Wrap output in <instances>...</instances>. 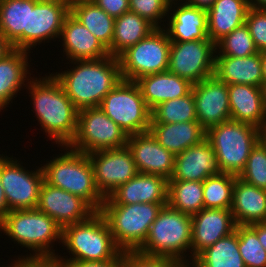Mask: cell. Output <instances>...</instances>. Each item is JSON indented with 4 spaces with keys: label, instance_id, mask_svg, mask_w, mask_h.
<instances>
[{
    "label": "cell",
    "instance_id": "6da1fadb",
    "mask_svg": "<svg viewBox=\"0 0 266 267\" xmlns=\"http://www.w3.org/2000/svg\"><path fill=\"white\" fill-rule=\"evenodd\" d=\"M29 77V96L41 129L58 146L68 145L76 133L78 109L52 73L39 79Z\"/></svg>",
    "mask_w": 266,
    "mask_h": 267
},
{
    "label": "cell",
    "instance_id": "7a4b0ae2",
    "mask_svg": "<svg viewBox=\"0 0 266 267\" xmlns=\"http://www.w3.org/2000/svg\"><path fill=\"white\" fill-rule=\"evenodd\" d=\"M71 63L76 66L73 64L71 70L53 75L78 110L99 107L103 98L122 80L118 57Z\"/></svg>",
    "mask_w": 266,
    "mask_h": 267
},
{
    "label": "cell",
    "instance_id": "3957f363",
    "mask_svg": "<svg viewBox=\"0 0 266 267\" xmlns=\"http://www.w3.org/2000/svg\"><path fill=\"white\" fill-rule=\"evenodd\" d=\"M63 247L72 258L57 256L58 262H105L122 260L123 251L116 245L103 215L96 211L88 219L62 228Z\"/></svg>",
    "mask_w": 266,
    "mask_h": 267
},
{
    "label": "cell",
    "instance_id": "277c9868",
    "mask_svg": "<svg viewBox=\"0 0 266 267\" xmlns=\"http://www.w3.org/2000/svg\"><path fill=\"white\" fill-rule=\"evenodd\" d=\"M0 231L20 246L32 249L33 255L30 253L21 259H55L58 256L52 243L62 241V227L37 208L9 211L0 221Z\"/></svg>",
    "mask_w": 266,
    "mask_h": 267
},
{
    "label": "cell",
    "instance_id": "5b68a950",
    "mask_svg": "<svg viewBox=\"0 0 266 267\" xmlns=\"http://www.w3.org/2000/svg\"><path fill=\"white\" fill-rule=\"evenodd\" d=\"M66 152L53 157L42 166L44 181L85 200L95 211H100L105 198L98 191L88 155L67 145Z\"/></svg>",
    "mask_w": 266,
    "mask_h": 267
},
{
    "label": "cell",
    "instance_id": "8992f818",
    "mask_svg": "<svg viewBox=\"0 0 266 267\" xmlns=\"http://www.w3.org/2000/svg\"><path fill=\"white\" fill-rule=\"evenodd\" d=\"M191 229V215L164 205L145 242L136 251L148 256L172 258L177 262H190L185 253L191 250Z\"/></svg>",
    "mask_w": 266,
    "mask_h": 267
},
{
    "label": "cell",
    "instance_id": "52a82bcc",
    "mask_svg": "<svg viewBox=\"0 0 266 267\" xmlns=\"http://www.w3.org/2000/svg\"><path fill=\"white\" fill-rule=\"evenodd\" d=\"M205 138L216 152L220 172L238 176L245 168L252 148L262 138V130L230 119L208 128Z\"/></svg>",
    "mask_w": 266,
    "mask_h": 267
},
{
    "label": "cell",
    "instance_id": "ba28073f",
    "mask_svg": "<svg viewBox=\"0 0 266 267\" xmlns=\"http://www.w3.org/2000/svg\"><path fill=\"white\" fill-rule=\"evenodd\" d=\"M167 203H134L102 205L105 218L116 245L124 251H136L148 235L152 223Z\"/></svg>",
    "mask_w": 266,
    "mask_h": 267
},
{
    "label": "cell",
    "instance_id": "9c48e42d",
    "mask_svg": "<svg viewBox=\"0 0 266 267\" xmlns=\"http://www.w3.org/2000/svg\"><path fill=\"white\" fill-rule=\"evenodd\" d=\"M99 107L128 136L150 129L151 110L133 81L121 80L103 98Z\"/></svg>",
    "mask_w": 266,
    "mask_h": 267
},
{
    "label": "cell",
    "instance_id": "30bf717a",
    "mask_svg": "<svg viewBox=\"0 0 266 267\" xmlns=\"http://www.w3.org/2000/svg\"><path fill=\"white\" fill-rule=\"evenodd\" d=\"M171 41L163 28L127 48L118 56L122 80L133 81L168 71Z\"/></svg>",
    "mask_w": 266,
    "mask_h": 267
},
{
    "label": "cell",
    "instance_id": "8fae6325",
    "mask_svg": "<svg viewBox=\"0 0 266 267\" xmlns=\"http://www.w3.org/2000/svg\"><path fill=\"white\" fill-rule=\"evenodd\" d=\"M128 135L110 119L100 107L78 110L77 128L72 141L67 145L73 150L89 152L123 148Z\"/></svg>",
    "mask_w": 266,
    "mask_h": 267
},
{
    "label": "cell",
    "instance_id": "7c38bea8",
    "mask_svg": "<svg viewBox=\"0 0 266 267\" xmlns=\"http://www.w3.org/2000/svg\"><path fill=\"white\" fill-rule=\"evenodd\" d=\"M22 162L0 154V179L10 211L36 209L44 182L42 167L28 170Z\"/></svg>",
    "mask_w": 266,
    "mask_h": 267
},
{
    "label": "cell",
    "instance_id": "4fadbf2b",
    "mask_svg": "<svg viewBox=\"0 0 266 267\" xmlns=\"http://www.w3.org/2000/svg\"><path fill=\"white\" fill-rule=\"evenodd\" d=\"M216 44L205 40L171 42L168 71L196 84L214 75Z\"/></svg>",
    "mask_w": 266,
    "mask_h": 267
},
{
    "label": "cell",
    "instance_id": "5bb4252c",
    "mask_svg": "<svg viewBox=\"0 0 266 267\" xmlns=\"http://www.w3.org/2000/svg\"><path fill=\"white\" fill-rule=\"evenodd\" d=\"M87 155L92 164L96 187L104 198L139 173L127 146L97 150Z\"/></svg>",
    "mask_w": 266,
    "mask_h": 267
},
{
    "label": "cell",
    "instance_id": "9a60e30c",
    "mask_svg": "<svg viewBox=\"0 0 266 267\" xmlns=\"http://www.w3.org/2000/svg\"><path fill=\"white\" fill-rule=\"evenodd\" d=\"M197 121L208 128L231 119L228 84L211 76L192 86Z\"/></svg>",
    "mask_w": 266,
    "mask_h": 267
},
{
    "label": "cell",
    "instance_id": "2e32d148",
    "mask_svg": "<svg viewBox=\"0 0 266 267\" xmlns=\"http://www.w3.org/2000/svg\"><path fill=\"white\" fill-rule=\"evenodd\" d=\"M37 209L54 219L62 228L82 222L96 211L81 197L43 182Z\"/></svg>",
    "mask_w": 266,
    "mask_h": 267
},
{
    "label": "cell",
    "instance_id": "e0dca14e",
    "mask_svg": "<svg viewBox=\"0 0 266 267\" xmlns=\"http://www.w3.org/2000/svg\"><path fill=\"white\" fill-rule=\"evenodd\" d=\"M190 262L207 247L235 231L236 224L231 209L203 208L191 216Z\"/></svg>",
    "mask_w": 266,
    "mask_h": 267
},
{
    "label": "cell",
    "instance_id": "ac0fdd59",
    "mask_svg": "<svg viewBox=\"0 0 266 267\" xmlns=\"http://www.w3.org/2000/svg\"><path fill=\"white\" fill-rule=\"evenodd\" d=\"M131 151L139 173L158 175L170 180L176 155L161 146L150 131L128 136Z\"/></svg>",
    "mask_w": 266,
    "mask_h": 267
},
{
    "label": "cell",
    "instance_id": "d6986e66",
    "mask_svg": "<svg viewBox=\"0 0 266 267\" xmlns=\"http://www.w3.org/2000/svg\"><path fill=\"white\" fill-rule=\"evenodd\" d=\"M69 14L70 7L65 0H39L29 8L28 51L42 41L60 38L64 20Z\"/></svg>",
    "mask_w": 266,
    "mask_h": 267
},
{
    "label": "cell",
    "instance_id": "ffe728a7",
    "mask_svg": "<svg viewBox=\"0 0 266 267\" xmlns=\"http://www.w3.org/2000/svg\"><path fill=\"white\" fill-rule=\"evenodd\" d=\"M168 181L162 176L138 173L114 190L102 205L167 203Z\"/></svg>",
    "mask_w": 266,
    "mask_h": 267
},
{
    "label": "cell",
    "instance_id": "44dd1931",
    "mask_svg": "<svg viewBox=\"0 0 266 267\" xmlns=\"http://www.w3.org/2000/svg\"><path fill=\"white\" fill-rule=\"evenodd\" d=\"M219 173L216 152L205 138L176 155L173 176L169 181L203 182Z\"/></svg>",
    "mask_w": 266,
    "mask_h": 267
},
{
    "label": "cell",
    "instance_id": "7402d4cb",
    "mask_svg": "<svg viewBox=\"0 0 266 267\" xmlns=\"http://www.w3.org/2000/svg\"><path fill=\"white\" fill-rule=\"evenodd\" d=\"M177 1H170L169 11H173V13L169 12L171 14L167 17L169 22L167 27H164L169 40L171 42L205 40L208 37L207 10L183 3L182 1L177 3ZM173 5L177 6L173 9Z\"/></svg>",
    "mask_w": 266,
    "mask_h": 267
},
{
    "label": "cell",
    "instance_id": "603a6c76",
    "mask_svg": "<svg viewBox=\"0 0 266 267\" xmlns=\"http://www.w3.org/2000/svg\"><path fill=\"white\" fill-rule=\"evenodd\" d=\"M60 39L67 60H99L110 56L108 49L69 14L63 23Z\"/></svg>",
    "mask_w": 266,
    "mask_h": 267
},
{
    "label": "cell",
    "instance_id": "cb8c5ba5",
    "mask_svg": "<svg viewBox=\"0 0 266 267\" xmlns=\"http://www.w3.org/2000/svg\"><path fill=\"white\" fill-rule=\"evenodd\" d=\"M152 111L159 104L188 95L193 84L169 71L143 76L135 81Z\"/></svg>",
    "mask_w": 266,
    "mask_h": 267
},
{
    "label": "cell",
    "instance_id": "d4e9b609",
    "mask_svg": "<svg viewBox=\"0 0 266 267\" xmlns=\"http://www.w3.org/2000/svg\"><path fill=\"white\" fill-rule=\"evenodd\" d=\"M231 120L245 122L266 129V114L262 102L261 88L247 84H229Z\"/></svg>",
    "mask_w": 266,
    "mask_h": 267
},
{
    "label": "cell",
    "instance_id": "484cf974",
    "mask_svg": "<svg viewBox=\"0 0 266 267\" xmlns=\"http://www.w3.org/2000/svg\"><path fill=\"white\" fill-rule=\"evenodd\" d=\"M231 212L236 225L266 222V190L236 177Z\"/></svg>",
    "mask_w": 266,
    "mask_h": 267
},
{
    "label": "cell",
    "instance_id": "4316f807",
    "mask_svg": "<svg viewBox=\"0 0 266 267\" xmlns=\"http://www.w3.org/2000/svg\"><path fill=\"white\" fill-rule=\"evenodd\" d=\"M39 0H0V32L13 49L28 51L29 8Z\"/></svg>",
    "mask_w": 266,
    "mask_h": 267
},
{
    "label": "cell",
    "instance_id": "83f0119b",
    "mask_svg": "<svg viewBox=\"0 0 266 267\" xmlns=\"http://www.w3.org/2000/svg\"><path fill=\"white\" fill-rule=\"evenodd\" d=\"M214 76L229 84H247L261 87V52L247 57L215 56Z\"/></svg>",
    "mask_w": 266,
    "mask_h": 267
},
{
    "label": "cell",
    "instance_id": "f1b7e54d",
    "mask_svg": "<svg viewBox=\"0 0 266 267\" xmlns=\"http://www.w3.org/2000/svg\"><path fill=\"white\" fill-rule=\"evenodd\" d=\"M249 0H216L207 10L208 38L215 44L245 24Z\"/></svg>",
    "mask_w": 266,
    "mask_h": 267
},
{
    "label": "cell",
    "instance_id": "f546056e",
    "mask_svg": "<svg viewBox=\"0 0 266 267\" xmlns=\"http://www.w3.org/2000/svg\"><path fill=\"white\" fill-rule=\"evenodd\" d=\"M149 131L161 146L175 155L199 144L206 137V130L198 121L151 123Z\"/></svg>",
    "mask_w": 266,
    "mask_h": 267
},
{
    "label": "cell",
    "instance_id": "4dcf8cb0",
    "mask_svg": "<svg viewBox=\"0 0 266 267\" xmlns=\"http://www.w3.org/2000/svg\"><path fill=\"white\" fill-rule=\"evenodd\" d=\"M30 51L13 49L0 60V111L5 109L17 95L25 80H30L28 71Z\"/></svg>",
    "mask_w": 266,
    "mask_h": 267
},
{
    "label": "cell",
    "instance_id": "1f68e13d",
    "mask_svg": "<svg viewBox=\"0 0 266 267\" xmlns=\"http://www.w3.org/2000/svg\"><path fill=\"white\" fill-rule=\"evenodd\" d=\"M157 28L138 14L128 11L115 18L114 35L111 47L108 49L110 56L118 57L127 48L137 44L148 37Z\"/></svg>",
    "mask_w": 266,
    "mask_h": 267
},
{
    "label": "cell",
    "instance_id": "d6a6232c",
    "mask_svg": "<svg viewBox=\"0 0 266 267\" xmlns=\"http://www.w3.org/2000/svg\"><path fill=\"white\" fill-rule=\"evenodd\" d=\"M70 14L107 49L111 47L115 18L107 14L94 2H82L70 7Z\"/></svg>",
    "mask_w": 266,
    "mask_h": 267
},
{
    "label": "cell",
    "instance_id": "836d02e7",
    "mask_svg": "<svg viewBox=\"0 0 266 267\" xmlns=\"http://www.w3.org/2000/svg\"><path fill=\"white\" fill-rule=\"evenodd\" d=\"M196 267H246L238 248L236 231L203 250L194 260Z\"/></svg>",
    "mask_w": 266,
    "mask_h": 267
},
{
    "label": "cell",
    "instance_id": "e575fe53",
    "mask_svg": "<svg viewBox=\"0 0 266 267\" xmlns=\"http://www.w3.org/2000/svg\"><path fill=\"white\" fill-rule=\"evenodd\" d=\"M167 204L191 216L198 213L204 208L203 182L168 181Z\"/></svg>",
    "mask_w": 266,
    "mask_h": 267
},
{
    "label": "cell",
    "instance_id": "d590c367",
    "mask_svg": "<svg viewBox=\"0 0 266 267\" xmlns=\"http://www.w3.org/2000/svg\"><path fill=\"white\" fill-rule=\"evenodd\" d=\"M197 121L192 91L183 97L165 101L151 111V123H181Z\"/></svg>",
    "mask_w": 266,
    "mask_h": 267
},
{
    "label": "cell",
    "instance_id": "8d00e7d4",
    "mask_svg": "<svg viewBox=\"0 0 266 267\" xmlns=\"http://www.w3.org/2000/svg\"><path fill=\"white\" fill-rule=\"evenodd\" d=\"M237 175L220 172L203 181L204 208L231 209Z\"/></svg>",
    "mask_w": 266,
    "mask_h": 267
},
{
    "label": "cell",
    "instance_id": "74e56055",
    "mask_svg": "<svg viewBox=\"0 0 266 267\" xmlns=\"http://www.w3.org/2000/svg\"><path fill=\"white\" fill-rule=\"evenodd\" d=\"M238 248L246 267H266V250L256 234V223L236 225Z\"/></svg>",
    "mask_w": 266,
    "mask_h": 267
},
{
    "label": "cell",
    "instance_id": "f35d334b",
    "mask_svg": "<svg viewBox=\"0 0 266 267\" xmlns=\"http://www.w3.org/2000/svg\"><path fill=\"white\" fill-rule=\"evenodd\" d=\"M258 52L248 27L243 24L216 43L215 56L247 57Z\"/></svg>",
    "mask_w": 266,
    "mask_h": 267
},
{
    "label": "cell",
    "instance_id": "ab89813d",
    "mask_svg": "<svg viewBox=\"0 0 266 267\" xmlns=\"http://www.w3.org/2000/svg\"><path fill=\"white\" fill-rule=\"evenodd\" d=\"M237 177L248 184L266 190V142L262 138L252 148L245 168Z\"/></svg>",
    "mask_w": 266,
    "mask_h": 267
},
{
    "label": "cell",
    "instance_id": "60d3db41",
    "mask_svg": "<svg viewBox=\"0 0 266 267\" xmlns=\"http://www.w3.org/2000/svg\"><path fill=\"white\" fill-rule=\"evenodd\" d=\"M170 1L171 0H129V8L131 12L145 18L156 28H162L161 25L164 27L166 26L161 24V22L164 23V21H166L164 18L169 15Z\"/></svg>",
    "mask_w": 266,
    "mask_h": 267
},
{
    "label": "cell",
    "instance_id": "b9f144b4",
    "mask_svg": "<svg viewBox=\"0 0 266 267\" xmlns=\"http://www.w3.org/2000/svg\"><path fill=\"white\" fill-rule=\"evenodd\" d=\"M245 24L259 52L266 51V9L250 7Z\"/></svg>",
    "mask_w": 266,
    "mask_h": 267
},
{
    "label": "cell",
    "instance_id": "7bdbcfd3",
    "mask_svg": "<svg viewBox=\"0 0 266 267\" xmlns=\"http://www.w3.org/2000/svg\"><path fill=\"white\" fill-rule=\"evenodd\" d=\"M178 262L168 257L148 256L138 251H124L122 267H174Z\"/></svg>",
    "mask_w": 266,
    "mask_h": 267
},
{
    "label": "cell",
    "instance_id": "ee69618b",
    "mask_svg": "<svg viewBox=\"0 0 266 267\" xmlns=\"http://www.w3.org/2000/svg\"><path fill=\"white\" fill-rule=\"evenodd\" d=\"M93 2L114 18L130 11L129 0H93Z\"/></svg>",
    "mask_w": 266,
    "mask_h": 267
},
{
    "label": "cell",
    "instance_id": "f6af8a7d",
    "mask_svg": "<svg viewBox=\"0 0 266 267\" xmlns=\"http://www.w3.org/2000/svg\"><path fill=\"white\" fill-rule=\"evenodd\" d=\"M65 265V267H122V260H112L105 262H60Z\"/></svg>",
    "mask_w": 266,
    "mask_h": 267
},
{
    "label": "cell",
    "instance_id": "bcb514c9",
    "mask_svg": "<svg viewBox=\"0 0 266 267\" xmlns=\"http://www.w3.org/2000/svg\"><path fill=\"white\" fill-rule=\"evenodd\" d=\"M20 267H65L56 259H21Z\"/></svg>",
    "mask_w": 266,
    "mask_h": 267
},
{
    "label": "cell",
    "instance_id": "7dc6e473",
    "mask_svg": "<svg viewBox=\"0 0 266 267\" xmlns=\"http://www.w3.org/2000/svg\"><path fill=\"white\" fill-rule=\"evenodd\" d=\"M13 50L12 44L0 32V60Z\"/></svg>",
    "mask_w": 266,
    "mask_h": 267
},
{
    "label": "cell",
    "instance_id": "c3c4849f",
    "mask_svg": "<svg viewBox=\"0 0 266 267\" xmlns=\"http://www.w3.org/2000/svg\"><path fill=\"white\" fill-rule=\"evenodd\" d=\"M10 211L6 196L4 193V189L1 184V179H0V221L5 217V215Z\"/></svg>",
    "mask_w": 266,
    "mask_h": 267
},
{
    "label": "cell",
    "instance_id": "681fc988",
    "mask_svg": "<svg viewBox=\"0 0 266 267\" xmlns=\"http://www.w3.org/2000/svg\"><path fill=\"white\" fill-rule=\"evenodd\" d=\"M179 1L195 6L197 8L208 10L216 0H185V1L179 0Z\"/></svg>",
    "mask_w": 266,
    "mask_h": 267
},
{
    "label": "cell",
    "instance_id": "f907efd6",
    "mask_svg": "<svg viewBox=\"0 0 266 267\" xmlns=\"http://www.w3.org/2000/svg\"><path fill=\"white\" fill-rule=\"evenodd\" d=\"M256 234L259 242L266 250V222L256 223Z\"/></svg>",
    "mask_w": 266,
    "mask_h": 267
},
{
    "label": "cell",
    "instance_id": "816d5d0a",
    "mask_svg": "<svg viewBox=\"0 0 266 267\" xmlns=\"http://www.w3.org/2000/svg\"><path fill=\"white\" fill-rule=\"evenodd\" d=\"M249 4L256 9H266V0H249Z\"/></svg>",
    "mask_w": 266,
    "mask_h": 267
},
{
    "label": "cell",
    "instance_id": "f5cc1de1",
    "mask_svg": "<svg viewBox=\"0 0 266 267\" xmlns=\"http://www.w3.org/2000/svg\"><path fill=\"white\" fill-rule=\"evenodd\" d=\"M261 64H262V74L264 81H266V51L261 52Z\"/></svg>",
    "mask_w": 266,
    "mask_h": 267
},
{
    "label": "cell",
    "instance_id": "db71d44e",
    "mask_svg": "<svg viewBox=\"0 0 266 267\" xmlns=\"http://www.w3.org/2000/svg\"><path fill=\"white\" fill-rule=\"evenodd\" d=\"M260 88H261V93H262L263 107H264V111L266 114V81H263Z\"/></svg>",
    "mask_w": 266,
    "mask_h": 267
},
{
    "label": "cell",
    "instance_id": "11a10c76",
    "mask_svg": "<svg viewBox=\"0 0 266 267\" xmlns=\"http://www.w3.org/2000/svg\"><path fill=\"white\" fill-rule=\"evenodd\" d=\"M69 7L82 2H93V0H65Z\"/></svg>",
    "mask_w": 266,
    "mask_h": 267
},
{
    "label": "cell",
    "instance_id": "9f6ffc18",
    "mask_svg": "<svg viewBox=\"0 0 266 267\" xmlns=\"http://www.w3.org/2000/svg\"><path fill=\"white\" fill-rule=\"evenodd\" d=\"M174 267H196L193 262H178Z\"/></svg>",
    "mask_w": 266,
    "mask_h": 267
},
{
    "label": "cell",
    "instance_id": "6f0895ef",
    "mask_svg": "<svg viewBox=\"0 0 266 267\" xmlns=\"http://www.w3.org/2000/svg\"><path fill=\"white\" fill-rule=\"evenodd\" d=\"M2 267H4V265H2ZM5 267H20V258L18 257L17 260L14 259L13 263L11 262L10 265Z\"/></svg>",
    "mask_w": 266,
    "mask_h": 267
},
{
    "label": "cell",
    "instance_id": "680465c9",
    "mask_svg": "<svg viewBox=\"0 0 266 267\" xmlns=\"http://www.w3.org/2000/svg\"><path fill=\"white\" fill-rule=\"evenodd\" d=\"M262 139L266 142V129L262 130Z\"/></svg>",
    "mask_w": 266,
    "mask_h": 267
}]
</instances>
